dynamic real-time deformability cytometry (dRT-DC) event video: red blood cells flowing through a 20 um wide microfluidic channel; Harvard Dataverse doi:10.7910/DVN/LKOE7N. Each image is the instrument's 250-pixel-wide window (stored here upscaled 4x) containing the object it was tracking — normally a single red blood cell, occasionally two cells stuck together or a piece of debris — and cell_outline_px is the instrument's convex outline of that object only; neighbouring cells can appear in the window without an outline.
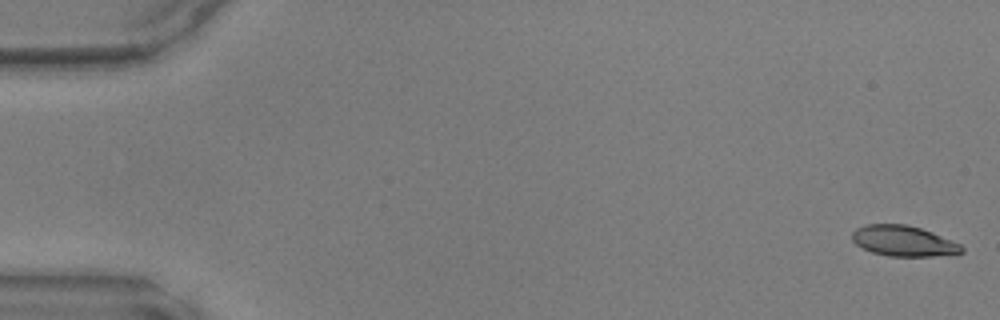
{"species": "common noctule bat (a hibernating species)", "species_latin": "Nyctalus noctula", "temperature_condition": "warm", "stored_images_in_passage": 48, "camera_frame_rate_fps": 3000, "um_per_image_px": 0.085, "animal": {"sex": "male", "body_mass_g": 17.9, "forearm_length_mm": 54.2}, "frame": {"image": 1, "passage_image": 1, "time_ms": 0.0, "image_size_px": [1000, 320], "cell_outline_px": [[964, 252], [956, 256], [888, 256], [872, 252], [856, 244], [852, 240], [852, 232], [856, 228], [868, 224], [908, 224], [932, 232], [960, 244], [964, 248]], "centroid_in_image_um": [76.85, 20.49], "position_along_channel_um": 8.1, "area_um2": 19.71}}
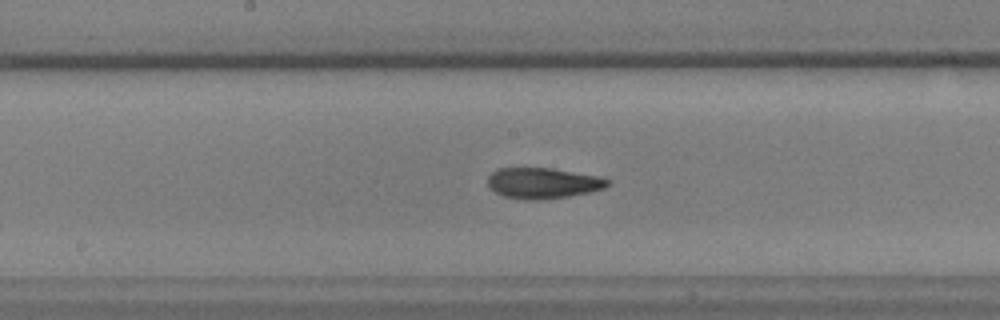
{"frame": {"image": 2, "passage_image": 25, "time_ms": 8.0, "image_size_px": [1000, 320], "cell_outline_px": [[612, 180], [604, 188], [588, 192], [568, 196], [544, 200], [528, 200], [504, 196], [496, 192], [488, 184], [488, 176], [496, 168], [552, 168], [600, 176]], "centroid_in_image_um": [46.17, 15.56], "position_along_channel_um": 202.0, "area_um2": 21.5}}
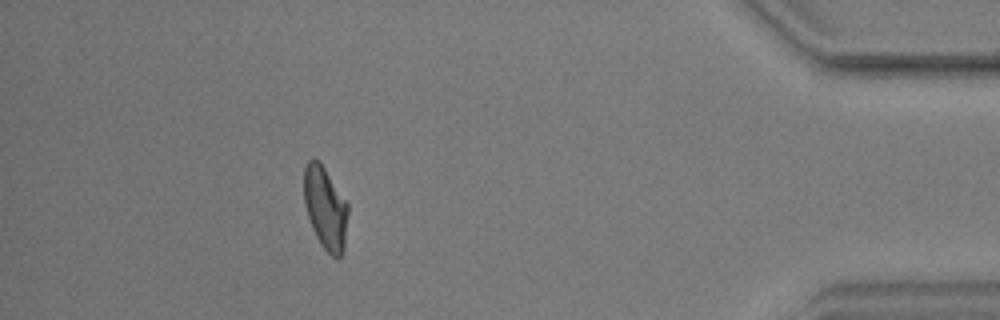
{"frame": {"image": 3, "passage_image": 43, "time_ms": 14.0, "image_size_px": [1000, 320], "cell_outline_px": [[348, 212], [344, 248], [340, 256], [332, 256], [320, 244], [312, 228], [304, 204], [304, 168], [308, 160], [320, 160], [348, 204]], "centroid_in_image_um": [27.65, 17.66], "position_along_channel_um": 407.6, "area_um2": 21.1}}